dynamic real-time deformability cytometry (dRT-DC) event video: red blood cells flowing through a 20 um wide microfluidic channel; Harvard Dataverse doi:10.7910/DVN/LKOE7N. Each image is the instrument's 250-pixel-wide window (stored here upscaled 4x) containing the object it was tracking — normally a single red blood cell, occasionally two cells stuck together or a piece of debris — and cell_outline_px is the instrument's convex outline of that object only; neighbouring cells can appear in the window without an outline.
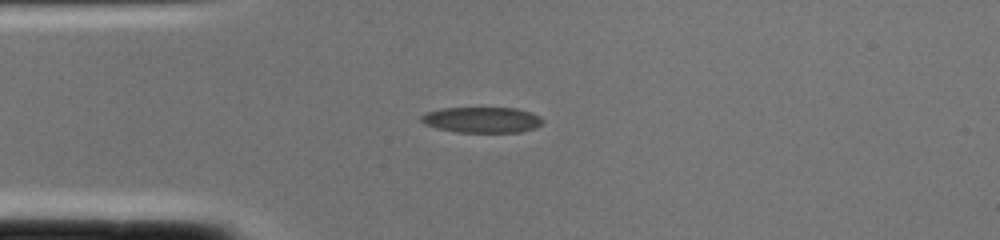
{"species": "common noctule bat (a hibernating species)", "species_latin": "Nyctalus noctula", "temperature_condition": "cold", "stored_images_in_passage": 1, "camera_frame_rate_fps": 3000, "um_per_image_px": 0.085, "animal": {"sex": "female", "body_mass_g": 22.0, "forearm_length_mm": 56.7}, "frame": {"image": 1, "passage_image": 1, "time_ms": 0.0, "image_size_px": [1000, 240], "cell_outline_px": [[544, 124], [536, 128], [520, 132], [456, 132], [436, 128], [424, 124], [420, 120], [420, 116], [428, 112], [440, 108], [516, 108], [540, 116], [544, 120]], "centroid_in_image_um": [40.98, 10.19], "position_along_channel_um": 44.0, "area_um2": 18.32}}